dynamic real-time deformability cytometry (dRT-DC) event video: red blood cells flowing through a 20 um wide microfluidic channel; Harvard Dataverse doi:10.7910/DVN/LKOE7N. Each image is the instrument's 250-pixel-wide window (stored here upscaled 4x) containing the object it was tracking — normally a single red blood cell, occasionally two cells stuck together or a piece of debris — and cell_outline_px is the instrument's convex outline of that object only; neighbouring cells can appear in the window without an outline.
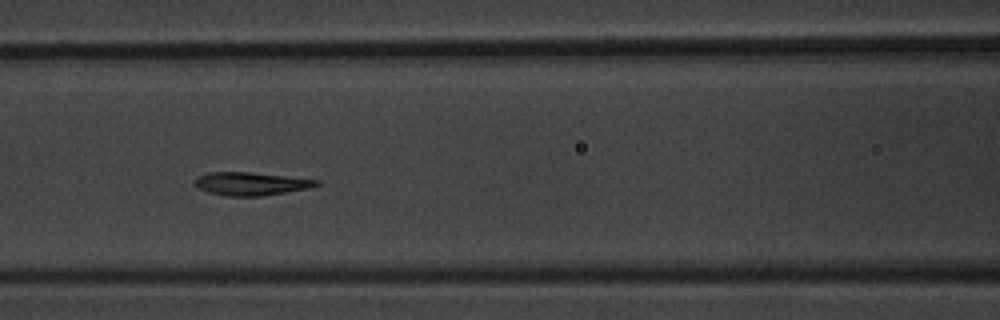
{"species": "common noctule bat (a hibernating species)", "species_latin": "Nyctalus noctula", "temperature_condition": "warm", "stored_images_in_passage": 6, "camera_frame_rate_fps": 3000, "um_per_image_px": 0.085, "animal": {"sex": "male", "body_mass_g": 20.1, "forearm_length_mm": 53.5}, "frame": {"image": 1, "passage_image": 6, "time_ms": 6.0, "image_size_px": [1000, 320], "cell_outline_px": [[320, 184], [312, 188], [264, 196], [228, 196], [208, 192], [192, 184], [192, 180], [196, 176], [208, 172], [248, 172], [320, 180]], "centroid_in_image_um": [21.31, 15.62], "position_along_channel_um": 145.3, "area_um2": 16.59}}